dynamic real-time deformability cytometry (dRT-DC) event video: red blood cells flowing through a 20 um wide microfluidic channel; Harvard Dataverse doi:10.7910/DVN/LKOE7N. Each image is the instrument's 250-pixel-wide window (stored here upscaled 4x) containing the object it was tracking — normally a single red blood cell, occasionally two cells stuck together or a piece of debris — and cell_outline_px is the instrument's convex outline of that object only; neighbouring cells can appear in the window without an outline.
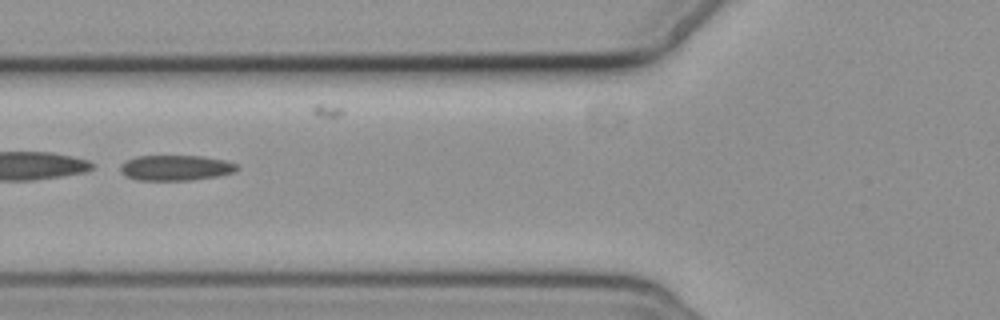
{"species": "common noctule bat (a hibernating species)", "species_latin": "Nyctalus noctula", "temperature_condition": "cold", "stored_images_in_passage": 10, "camera_frame_rate_fps": 3000, "um_per_image_px": 0.085, "animal": {"sex": "female", "body_mass_g": 19.3, "forearm_length_mm": 54.1}, "frame": {"image": 1, "passage_image": 5, "time_ms": 5.667, "image_size_px": [1000, 320], "cell_outline_px": [[240, 168], [236, 172], [220, 176], [192, 180], [136, 180], [120, 172], [120, 164], [136, 156], [204, 156], [224, 160], [236, 164]], "centroid_in_image_um": [14.98, 14.27], "position_along_channel_um": 110.8, "area_um2": 17.4}}
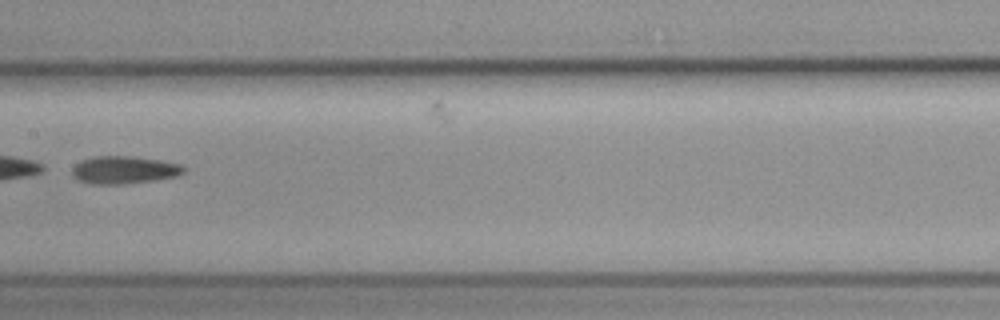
{"frame": {"image": 2, "passage_image": 7, "time_ms": 8.0, "image_size_px": [1000, 320], "cell_outline_px": [[184, 172], [176, 176], [152, 180], [124, 184], [92, 184], [80, 180], [72, 176], [72, 168], [80, 160], [92, 156], [132, 156], [160, 160], [180, 164], [184, 168]], "centroid_in_image_um": [10.5, 14.43], "position_along_channel_um": 196.9, "area_um2": 17.92}}
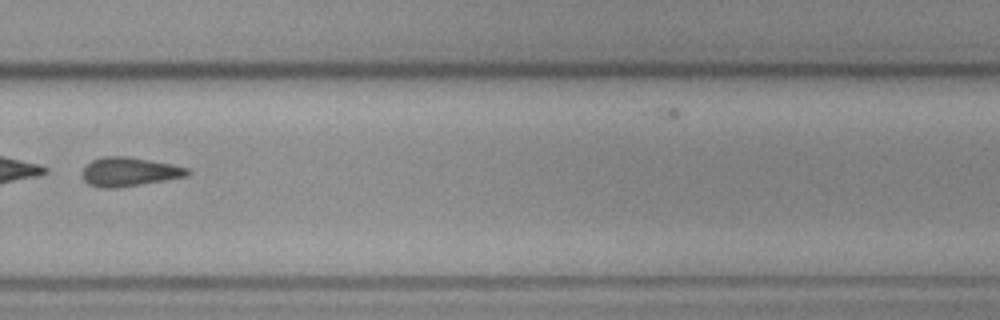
{"frame": {"image": 3, "passage_image": 10, "time_ms": 11.333, "image_size_px": [1000, 320], "cell_outline_px": [[192, 172], [188, 176], [116, 188], [100, 188], [88, 184], [84, 180], [84, 168], [92, 160], [104, 156], [128, 156], [172, 164], [188, 168]], "centroid_in_image_um": [11.01, 14.6], "position_along_channel_um": 318.8, "area_um2": 17.63}}